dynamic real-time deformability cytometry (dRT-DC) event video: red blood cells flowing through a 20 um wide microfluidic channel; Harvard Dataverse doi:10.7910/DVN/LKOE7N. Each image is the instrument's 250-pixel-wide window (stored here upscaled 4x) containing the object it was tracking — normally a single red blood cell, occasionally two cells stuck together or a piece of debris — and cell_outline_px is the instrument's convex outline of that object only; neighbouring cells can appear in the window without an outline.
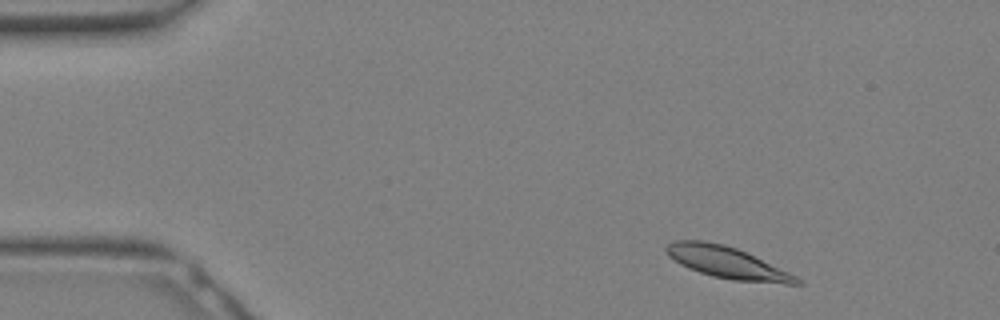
{"species": "Egyptian fruit bat (a non-hibernating species)", "species_latin": "Rousettus aegyptiacus", "temperature_condition": "warm", "stored_images_in_passage": 19, "camera_frame_rate_fps": 3000, "um_per_image_px": 0.085, "animal": {"sex": "female"}, "frame": {"image": 1, "passage_image": 2, "time_ms": 0.333, "image_size_px": [1000, 320], "cell_outline_px": [[804, 284], [784, 284], [732, 280], [712, 276], [688, 268], [680, 264], [668, 256], [664, 248], [672, 240], [704, 240], [724, 244], [736, 248], [788, 272], [804, 280]], "centroid_in_image_um": [61.78, 22.32], "position_along_channel_um": 23.2, "area_um2": 24.04}}
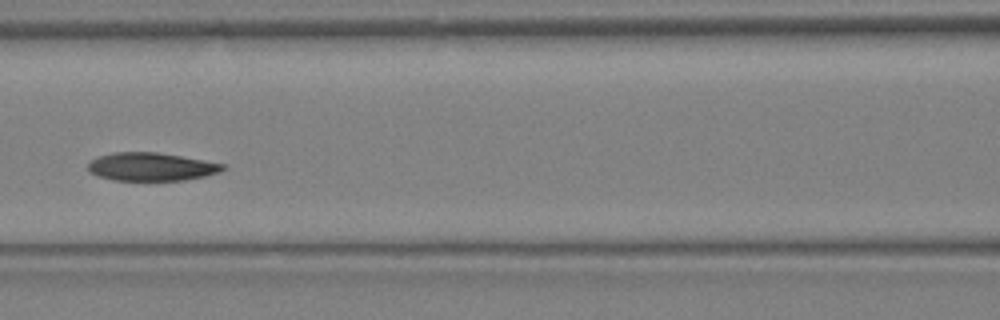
{"frame": {"image": 2, "passage_image": 12, "time_ms": 3.667, "image_size_px": [1000, 320], "cell_outline_px": [[228, 168], [220, 172], [204, 176], [184, 180], [112, 180], [96, 176], [88, 172], [88, 164], [96, 156], [112, 152], [156, 152], [228, 164]], "centroid_in_image_um": [12.86, 14.17], "position_along_channel_um": 153.7, "area_um2": 22.37}}
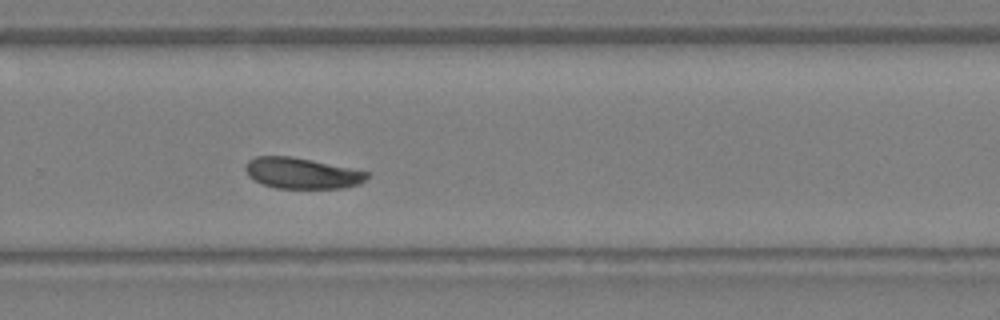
{"frame": {"image": 3, "passage_image": 19, "time_ms": 6.0, "image_size_px": [1000, 320], "cell_outline_px": [[368, 176], [360, 184], [344, 188], [276, 188], [264, 184], [248, 176], [244, 168], [248, 160], [256, 156], [288, 156], [368, 172]], "centroid_in_image_um": [25.62, 14.73], "position_along_channel_um": 304.2, "area_um2": 21.44}}